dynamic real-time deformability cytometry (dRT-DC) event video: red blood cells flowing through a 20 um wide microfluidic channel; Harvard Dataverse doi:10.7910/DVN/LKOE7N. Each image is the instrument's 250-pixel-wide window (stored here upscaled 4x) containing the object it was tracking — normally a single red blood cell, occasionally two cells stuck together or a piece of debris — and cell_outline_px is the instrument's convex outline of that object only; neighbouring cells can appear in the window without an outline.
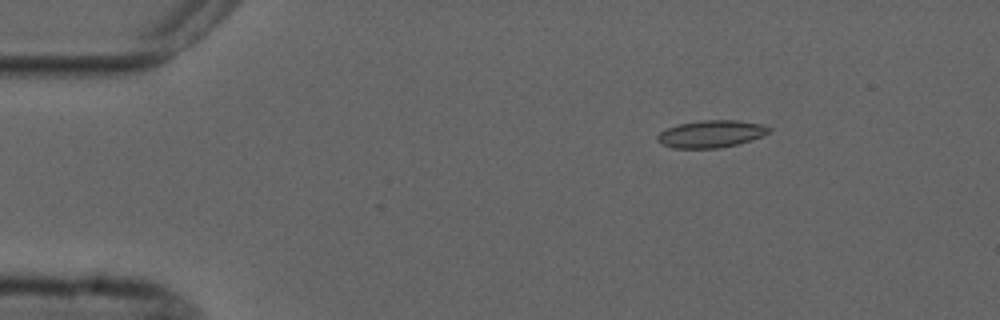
{"species": "common noctule bat (a hibernating species)", "species_latin": "Nyctalus noctula", "temperature_condition": "cold", "stored_images_in_passage": 4, "camera_frame_rate_fps": 3000, "um_per_image_px": 0.085, "animal": {"sex": "male", "forearm_length_mm": 52.5}, "frame": {"image": 1, "passage_image": 3, "time_ms": 2.333, "image_size_px": [1000, 320], "cell_outline_px": [[772, 132], [752, 140], [736, 144], [716, 148], [672, 148], [660, 144], [656, 140], [656, 136], [660, 132], [676, 124], [700, 120], [736, 120], [760, 124], [772, 128]], "centroid_in_image_um": [60.42, 11.38], "position_along_channel_um": 24.6, "area_um2": 17.86}}